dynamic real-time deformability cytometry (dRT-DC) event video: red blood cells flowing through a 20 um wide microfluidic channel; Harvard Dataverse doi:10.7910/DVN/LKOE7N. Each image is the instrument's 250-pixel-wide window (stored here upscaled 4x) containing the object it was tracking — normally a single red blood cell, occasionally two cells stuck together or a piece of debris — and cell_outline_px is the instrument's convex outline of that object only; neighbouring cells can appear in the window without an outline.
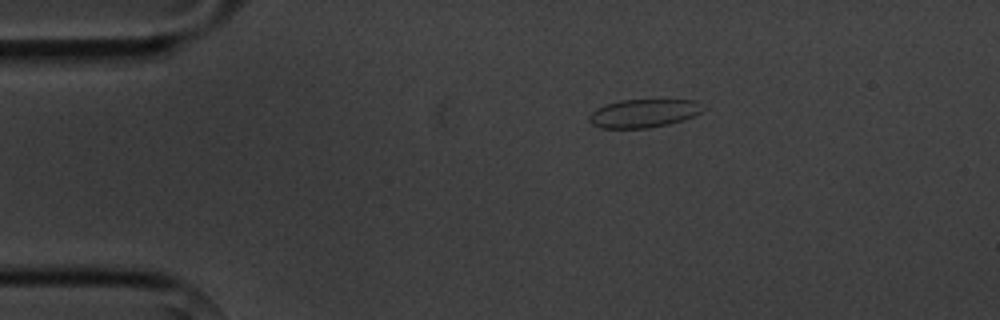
{"species": "common noctule bat (a hibernating species)", "species_latin": "Nyctalus noctula", "temperature_condition": "cold", "stored_images_in_passage": 4, "camera_frame_rate_fps": 3000, "um_per_image_px": 0.085, "animal": {"sex": "male", "body_mass_g": 20.1, "forearm_length_mm": 53.5}, "frame": {"image": 1, "passage_image": 1, "time_ms": 0.0, "image_size_px": [1000, 320], "cell_outline_px": [[708, 108], [684, 120], [668, 124], [648, 128], [600, 128], [592, 124], [588, 120], [588, 116], [596, 108], [604, 104], [620, 100], [696, 100]], "centroid_in_image_um": [54.71, 9.63], "position_along_channel_um": 30.3, "area_um2": 18.96}}
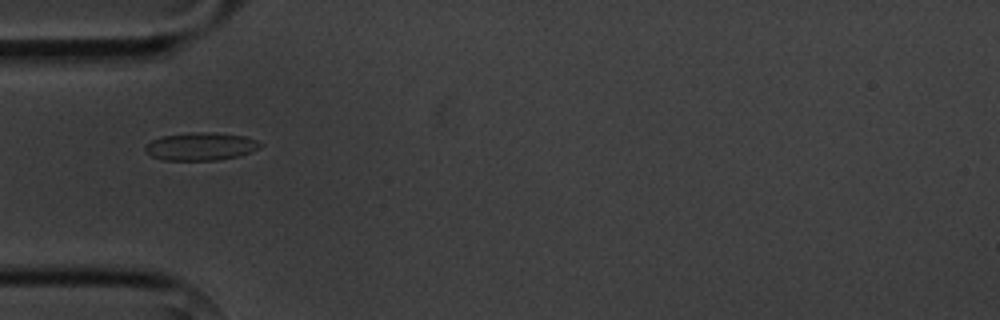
{"frame": {"image": 2, "passage_image": 3, "time_ms": 2.333, "image_size_px": [1000, 320], "cell_outline_px": [[264, 144], [260, 148], [240, 156], [216, 160], [164, 160], [152, 156], [144, 152], [144, 148], [152, 140], [160, 136], [196, 132], [212, 132], [244, 136], [256, 140]], "centroid_in_image_um": [17.08, 12.45], "position_along_channel_um": 67.9, "area_um2": 18.73}}
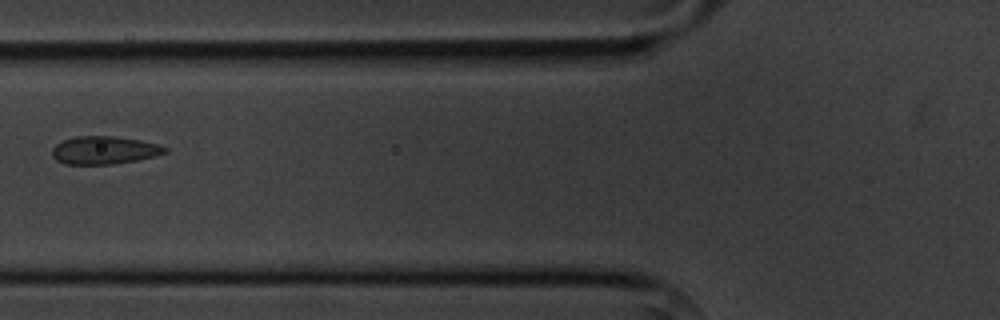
{"frame": {"image": 3, "passage_image": 4, "time_ms": 3.667, "image_size_px": [1000, 320], "cell_outline_px": [[168, 152], [156, 156], [136, 160], [112, 164], [64, 164], [56, 160], [52, 156], [52, 148], [56, 144], [64, 140], [76, 136], [112, 136], [140, 140], [156, 144], [168, 148]], "centroid_in_image_um": [8.85, 12.77], "position_along_channel_um": 117.0, "area_um2": 18.32}}